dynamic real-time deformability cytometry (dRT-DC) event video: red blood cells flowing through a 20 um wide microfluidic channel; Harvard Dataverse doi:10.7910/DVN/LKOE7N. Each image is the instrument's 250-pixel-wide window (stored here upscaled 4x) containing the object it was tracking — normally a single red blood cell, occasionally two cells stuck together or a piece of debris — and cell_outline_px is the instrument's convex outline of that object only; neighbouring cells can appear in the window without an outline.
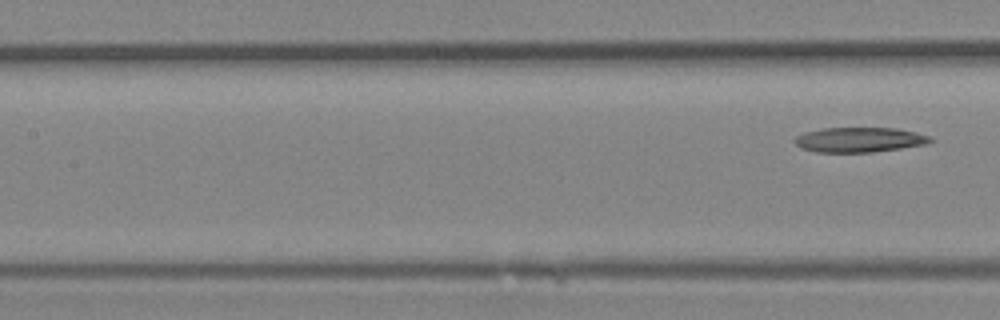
{"species": "Egyptian fruit bat (a non-hibernating species)", "species_latin": "Rousettus aegyptiacus", "temperature_condition": "room temperature", "stored_images_in_passage": 16, "camera_frame_rate_fps": 3000, "um_per_image_px": 0.085, "animal": {"sex": "female"}, "frame": {"image": 1, "passage_image": 16, "time_ms": 5.0, "image_size_px": [1000, 320], "cell_outline_px": [[936, 140], [928, 144], [872, 152], [816, 152], [800, 148], [792, 140], [796, 136], [804, 132], [824, 128], [896, 128], [916, 132], [932, 136]], "centroid_in_image_um": [73.08, 11.88], "position_along_channel_um": 134.3, "area_um2": 19.88}}